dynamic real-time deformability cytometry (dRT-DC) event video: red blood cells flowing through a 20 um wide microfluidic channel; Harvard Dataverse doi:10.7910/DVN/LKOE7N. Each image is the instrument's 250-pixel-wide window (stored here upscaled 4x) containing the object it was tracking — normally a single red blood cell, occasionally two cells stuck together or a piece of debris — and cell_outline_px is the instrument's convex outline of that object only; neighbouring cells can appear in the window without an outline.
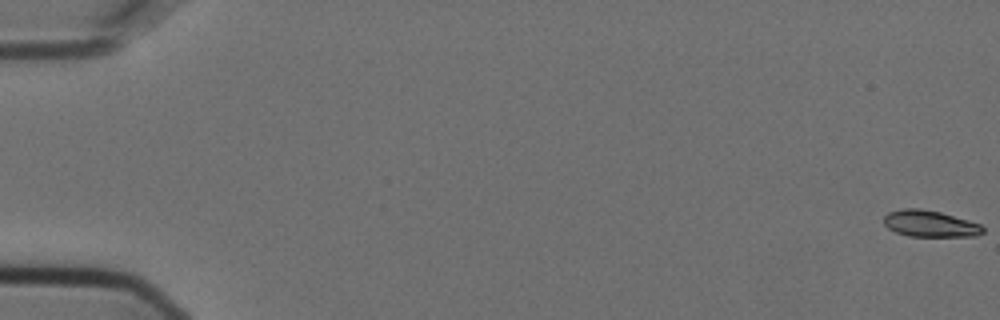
{"species": "Egyptian fruit bat (a non-hibernating species)", "species_latin": "Rousettus aegyptiacus", "temperature_condition": "cold", "stored_images_in_passage": 9, "camera_frame_rate_fps": 3000, "um_per_image_px": 0.085, "animal": {"sex": "female"}, "frame": {"image": 1, "passage_image": 1, "time_ms": 0.0, "image_size_px": [1000, 320], "cell_outline_px": [[984, 232], [976, 236], [908, 236], [896, 232], [888, 228], [884, 224], [884, 216], [888, 212], [904, 208], [920, 208], [940, 212], [968, 220], [980, 224], [984, 228]], "centroid_in_image_um": [79.04, 19.01], "position_along_channel_um": 6.0, "area_um2": 15.26}}